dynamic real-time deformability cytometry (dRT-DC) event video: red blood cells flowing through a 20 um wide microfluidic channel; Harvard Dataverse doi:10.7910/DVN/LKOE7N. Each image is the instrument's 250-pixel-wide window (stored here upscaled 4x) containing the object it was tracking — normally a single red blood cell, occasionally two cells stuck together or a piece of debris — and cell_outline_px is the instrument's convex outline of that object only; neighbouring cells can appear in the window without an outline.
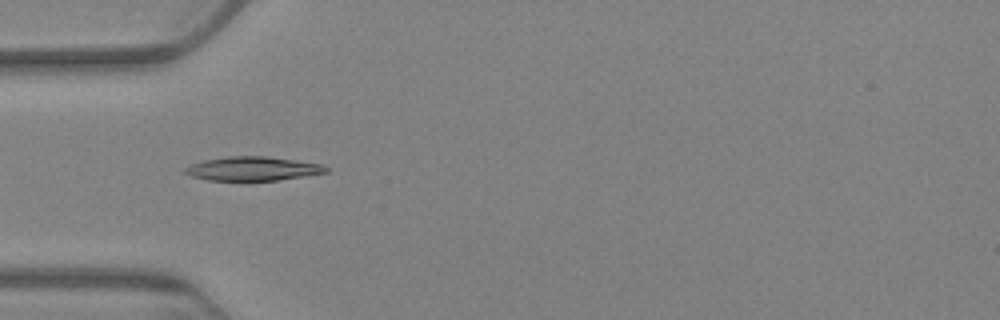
{"species": "Egyptian fruit bat (a non-hibernating species)", "species_latin": "Rousettus aegyptiacus", "temperature_condition": "warm", "stored_images_in_passage": 7, "camera_frame_rate_fps": 3000, "um_per_image_px": 0.085, "animal": {"sex": "female"}, "frame": {"image": 1, "passage_image": 5, "time_ms": 4.667, "image_size_px": [1000, 320], "cell_outline_px": [[328, 172], [308, 176], [276, 180], [208, 180], [192, 176], [184, 172], [184, 168], [188, 164], [204, 160], [228, 156], [264, 156], [320, 164], [328, 168]], "centroid_in_image_um": [21.45, 14.34], "position_along_channel_um": 63.6, "area_um2": 19.54}}
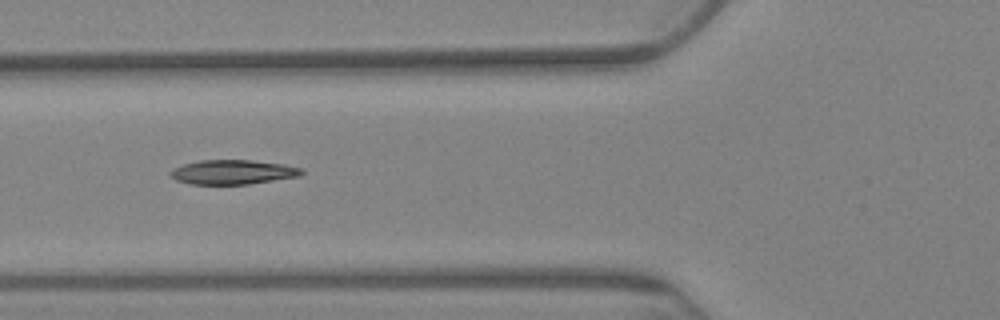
{"frame": {"image": 2, "passage_image": 6, "time_ms": 6.0, "image_size_px": [1000, 320], "cell_outline_px": [[304, 172], [300, 176], [248, 184], [192, 184], [176, 180], [168, 172], [172, 168], [184, 164], [200, 160], [252, 160], [284, 164], [304, 168]], "centroid_in_image_um": [19.81, 14.62], "position_along_channel_um": 106.0, "area_um2": 18.73}}
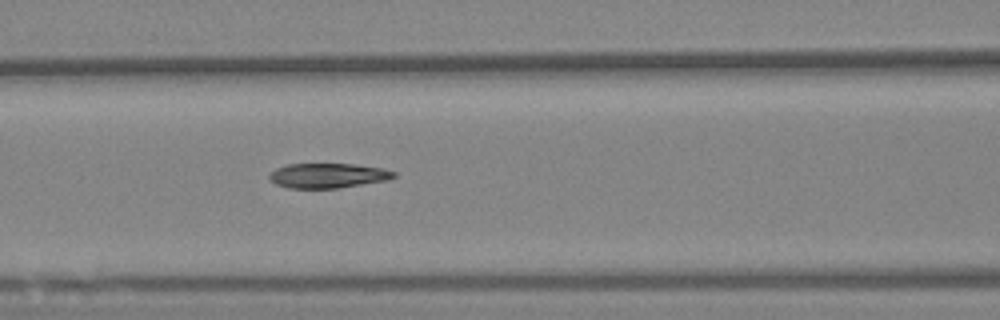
{"frame": {"image": 3, "passage_image": 7, "time_ms": 7.0, "image_size_px": [1000, 320], "cell_outline_px": [[396, 176], [388, 180], [340, 188], [288, 188], [276, 184], [268, 176], [276, 168], [288, 164], [356, 164], [384, 168], [396, 172]], "centroid_in_image_um": [27.92, 14.92], "position_along_channel_um": 138.7, "area_um2": 18.03}}